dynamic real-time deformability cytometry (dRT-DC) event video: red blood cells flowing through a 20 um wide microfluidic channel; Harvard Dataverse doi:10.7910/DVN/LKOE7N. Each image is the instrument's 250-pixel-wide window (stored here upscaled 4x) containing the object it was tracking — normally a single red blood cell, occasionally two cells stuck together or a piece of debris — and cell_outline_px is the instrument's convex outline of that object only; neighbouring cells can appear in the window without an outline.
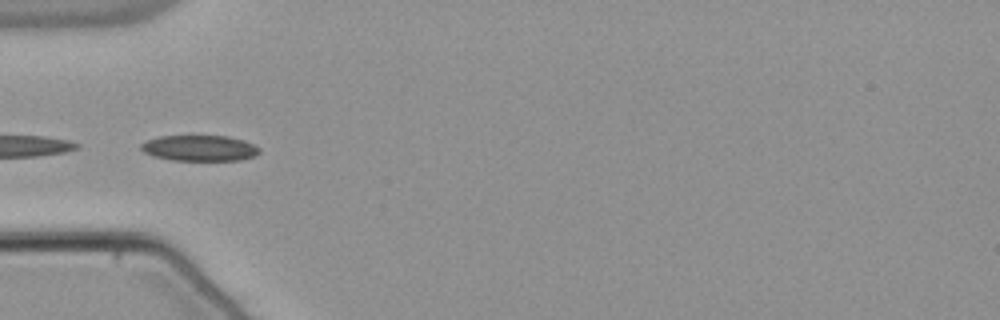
{"species": "common noctule bat (a hibernating species)", "species_latin": "Nyctalus noctula", "temperature_condition": "warm", "stored_images_in_passage": 23, "segment_of_instrument_passage": [2, 2], "camera_frame_rate_fps": 3000, "um_per_image_px": 0.085, "animal": {"sex": "male", "body_mass_g": 21.5, "forearm_length_mm": 52.0}, "frame": {"image": 1, "passage_image": 19, "time_ms": 6.0, "image_size_px": [1000, 320], "cell_outline_px": [[260, 152], [256, 156], [240, 160], [172, 160], [152, 156], [144, 152], [140, 148], [140, 144], [148, 140], [160, 136], [228, 136], [244, 140], [260, 148]], "centroid_in_image_um": [16.97, 12.59], "position_along_channel_um": 68.0, "area_um2": 17.8}}